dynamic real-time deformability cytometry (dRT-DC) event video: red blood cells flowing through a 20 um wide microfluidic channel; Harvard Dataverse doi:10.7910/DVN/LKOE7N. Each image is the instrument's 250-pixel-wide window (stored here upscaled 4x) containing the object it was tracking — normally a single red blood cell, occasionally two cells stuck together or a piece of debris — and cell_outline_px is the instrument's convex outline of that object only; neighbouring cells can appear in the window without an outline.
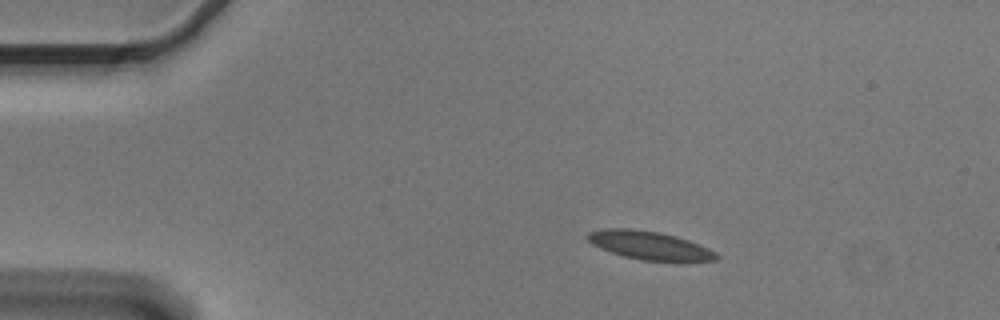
{"species": "Egyptian fruit bat (a non-hibernating species)", "species_latin": "Rousettus aegyptiacus", "temperature_condition": "cold", "stored_images_in_passage": 54, "camera_frame_rate_fps": 3000, "um_per_image_px": 0.085, "animal": {"sex": "male"}, "frame": {"image": 1, "passage_image": 9, "time_ms": 2.667, "image_size_px": [1000, 320], "cell_outline_px": [[720, 256], [716, 260], [640, 260], [624, 256], [600, 248], [592, 244], [584, 236], [588, 232], [604, 228], [632, 228], [660, 232], [676, 236], [688, 240], [708, 248], [716, 252]], "centroid_in_image_um": [55.15, 20.83], "position_along_channel_um": 29.9, "area_um2": 21.1}}
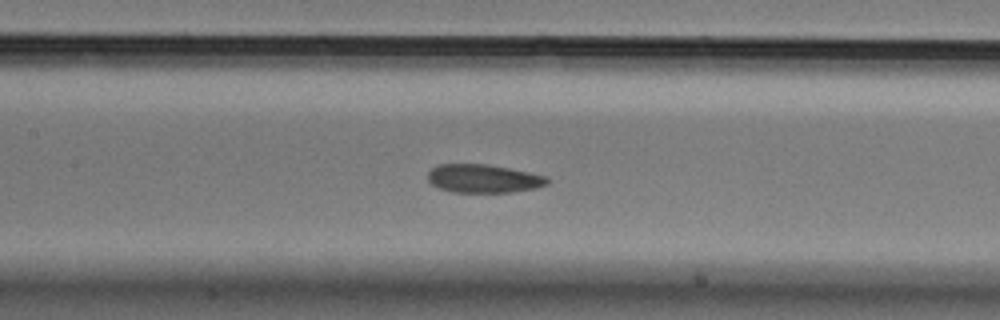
{"frame": {"image": 2, "passage_image": 25, "time_ms": 8.0, "image_size_px": [1000, 320], "cell_outline_px": [[552, 180], [548, 184], [536, 188], [512, 192], [452, 192], [440, 188], [432, 184], [428, 180], [428, 172], [436, 164], [488, 164], [548, 176]], "centroid_in_image_um": [41.12, 15.17], "position_along_channel_um": 166.3, "area_um2": 19.88}}
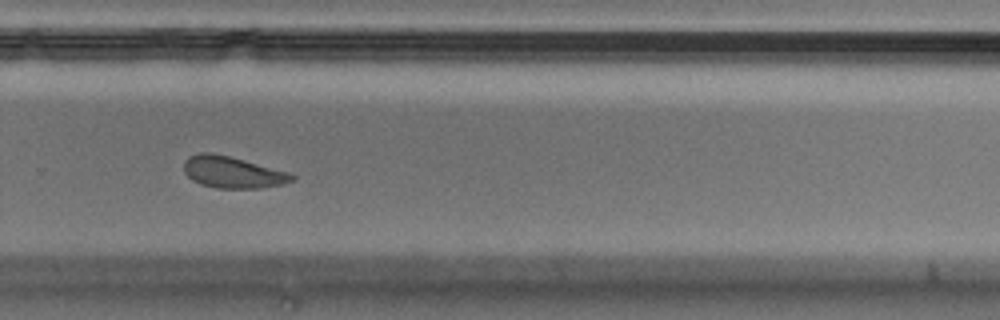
{"frame": {"image": 3, "passage_image": 37, "time_ms": 12.0, "image_size_px": [1000, 320], "cell_outline_px": [[296, 180], [284, 184], [260, 188], [216, 188], [200, 184], [192, 180], [184, 172], [184, 160], [188, 156], [200, 152], [212, 152], [292, 172], [296, 176]], "centroid_in_image_um": [19.8, 14.64], "position_along_channel_um": 310.0, "area_um2": 20.23}, "authors_computed_cell_mechanics": {"area_um2": 21.097, "velocity_mm_per_s": 3.6047, "shape_relaxation_time_tau1_ms": 6.689, "shape_relaxation_time_tau2_ms": 2.5749, "deformation_change_tau1": 0.1232, "deformation_change_tau2": 0.069}}